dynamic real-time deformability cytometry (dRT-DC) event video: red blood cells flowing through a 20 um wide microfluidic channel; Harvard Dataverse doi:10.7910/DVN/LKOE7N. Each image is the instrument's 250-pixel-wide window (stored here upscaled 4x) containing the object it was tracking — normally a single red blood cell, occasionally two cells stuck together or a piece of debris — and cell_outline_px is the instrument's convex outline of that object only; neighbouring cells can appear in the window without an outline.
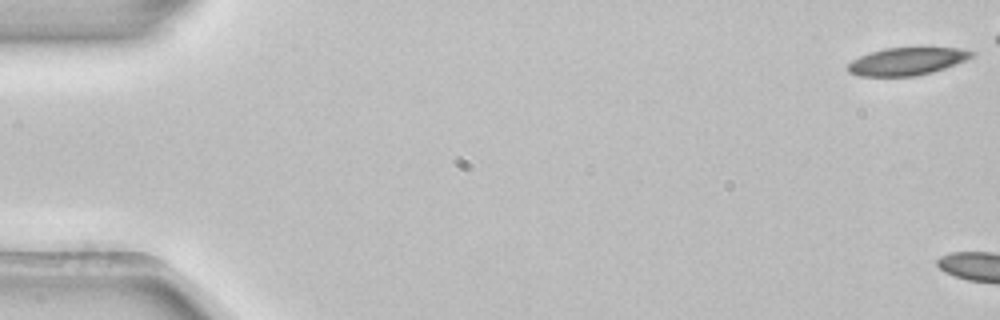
{"species": "common noctule bat (a hibernating species)", "species_latin": "Nyctalus noctula", "temperature_condition": "room temperature", "stored_images_in_passage": 5, "camera_frame_rate_fps": 3000, "um_per_image_px": 0.085, "animal": {"sex": "female", "body_mass_g": 22.7, "forearm_length_mm": 54.2}, "frame": {"image": 1, "passage_image": 1, "time_ms": 0.0, "image_size_px": [1000, 320], "cell_outline_px": [[976, 52], [972, 56], [956, 64], [932, 72], [916, 76], [860, 76], [848, 72], [848, 64], [852, 60], [860, 56], [884, 48], [964, 48]], "centroid_in_image_um": [77.09, 5.21], "position_along_channel_um": 7.9, "area_um2": 19.77}}